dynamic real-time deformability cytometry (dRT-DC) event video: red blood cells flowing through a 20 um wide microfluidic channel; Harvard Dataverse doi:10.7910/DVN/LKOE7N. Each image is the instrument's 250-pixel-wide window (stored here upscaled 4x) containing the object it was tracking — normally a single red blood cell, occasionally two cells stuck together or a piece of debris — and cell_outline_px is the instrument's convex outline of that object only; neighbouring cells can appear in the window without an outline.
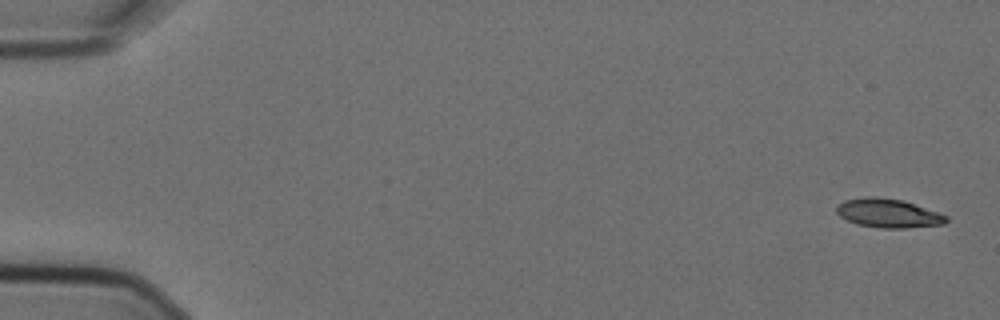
{"species": "Egyptian fruit bat (a non-hibernating species)", "species_latin": "Rousettus aegyptiacus", "temperature_condition": "cold", "stored_images_in_passage": 5, "camera_frame_rate_fps": 3000, "um_per_image_px": 0.085, "animal": {"sex": "female"}, "frame": {"image": 1, "passage_image": 1, "time_ms": 0.0, "image_size_px": [1000, 320], "cell_outline_px": [[948, 220], [944, 224], [908, 228], [880, 228], [856, 224], [840, 216], [836, 212], [836, 208], [844, 200], [868, 196], [876, 196], [904, 200], [948, 216]], "centroid_in_image_um": [75.51, 18.12], "position_along_channel_um": 9.5, "area_um2": 18.5}}
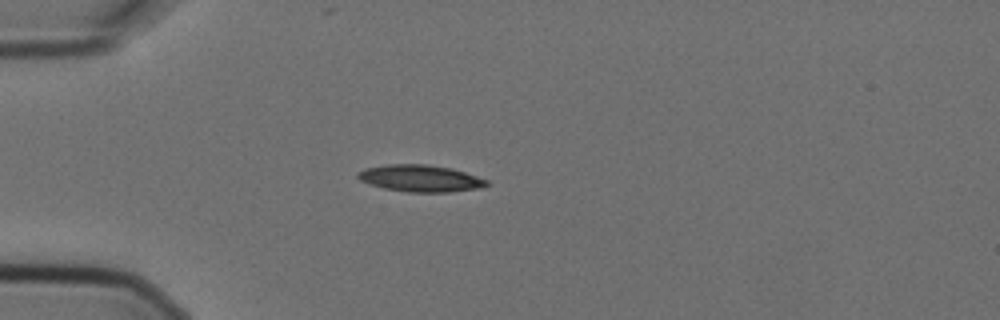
{"frame": {"image": 2, "passage_image": 5, "time_ms": 1.333, "image_size_px": [1000, 320], "cell_outline_px": [[488, 184], [480, 188], [448, 192], [408, 192], [384, 188], [368, 184], [360, 180], [356, 176], [356, 172], [364, 168], [388, 164], [424, 164], [452, 168], [488, 180]], "centroid_in_image_um": [35.68, 15.15], "position_along_channel_um": 49.3, "area_um2": 20.17}}